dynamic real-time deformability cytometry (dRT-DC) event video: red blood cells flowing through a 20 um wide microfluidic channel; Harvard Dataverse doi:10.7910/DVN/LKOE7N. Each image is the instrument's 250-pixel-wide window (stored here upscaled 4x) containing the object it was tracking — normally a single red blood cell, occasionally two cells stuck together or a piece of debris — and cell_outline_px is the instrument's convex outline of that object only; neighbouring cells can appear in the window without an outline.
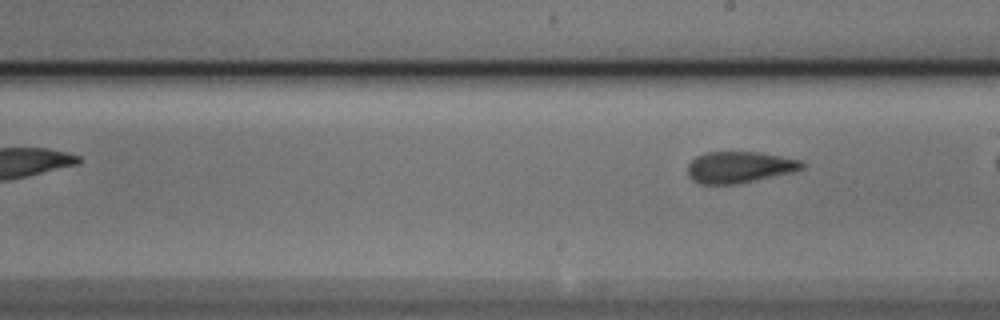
{"species": "Egyptian fruit bat (a non-hibernating species)", "species_latin": "Rousettus aegyptiacus", "temperature_condition": "cold", "stored_images_in_passage": 7, "camera_frame_rate_fps": 3000, "um_per_image_px": 0.085, "animal": {"sex": "male"}, "frame": {"image": 1, "passage_image": 7, "time_ms": 2.0, "image_size_px": [1000, 320], "cell_outline_px": [[808, 164], [804, 168], [796, 172], [740, 184], [700, 184], [692, 180], [688, 176], [688, 164], [696, 156], [704, 152], [760, 152], [800, 160]], "centroid_in_image_um": [62.89, 14.22], "position_along_channel_um": 226.1, "area_um2": 21.39}}